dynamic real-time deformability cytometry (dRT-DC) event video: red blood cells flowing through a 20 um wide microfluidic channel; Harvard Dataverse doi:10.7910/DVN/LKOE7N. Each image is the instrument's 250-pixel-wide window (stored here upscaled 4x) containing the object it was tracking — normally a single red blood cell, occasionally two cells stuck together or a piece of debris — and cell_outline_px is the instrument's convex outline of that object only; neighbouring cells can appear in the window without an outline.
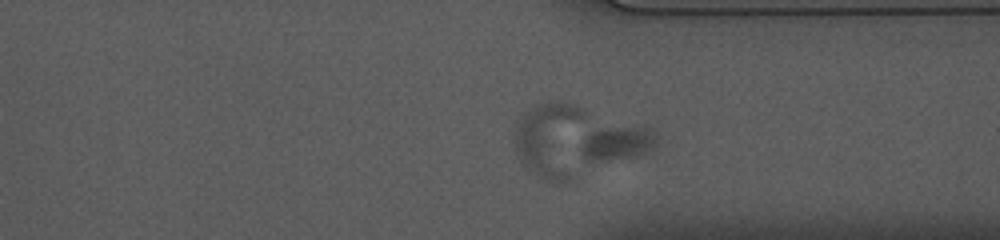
{"species": "common noctule bat (a hibernating species)", "species_latin": "Nyctalus noctula", "temperature_condition": "cold", "stored_images_in_passage": 53, "camera_frame_rate_fps": 3000, "um_per_image_px": 0.085, "animal": {"sex": "female", "body_mass_g": 10.0, "forearm_length_mm": 53.1}, "frame": {"image": 1, "passage_image": 39, "time_ms": 12.667, "image_size_px": [1000, 240], "cell_outline_px": [[656, 136], [648, 152], [608, 160], [588, 160], [584, 156], [580, 148], [584, 140], [592, 132], [604, 128], [648, 124], [656, 132]], "centroid_in_image_um": [52.55, 12.09], "position_along_channel_um": 358.9, "area_um2": 14.74}}
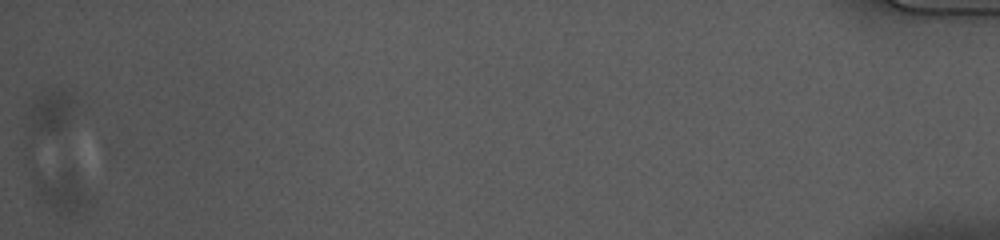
{"frame": {"image": 2, "passage_image": 53, "time_ms": 17.333, "image_size_px": [1000, 240], "cell_outline_px": [[96, 200], [84, 212], [68, 220], [36, 200], [32, 184], [32, 176], [36, 172], [64, 168], [72, 168]], "centroid_in_image_um": [5.29, 16.32], "position_along_channel_um": 429.9, "area_um2": 15.9}}